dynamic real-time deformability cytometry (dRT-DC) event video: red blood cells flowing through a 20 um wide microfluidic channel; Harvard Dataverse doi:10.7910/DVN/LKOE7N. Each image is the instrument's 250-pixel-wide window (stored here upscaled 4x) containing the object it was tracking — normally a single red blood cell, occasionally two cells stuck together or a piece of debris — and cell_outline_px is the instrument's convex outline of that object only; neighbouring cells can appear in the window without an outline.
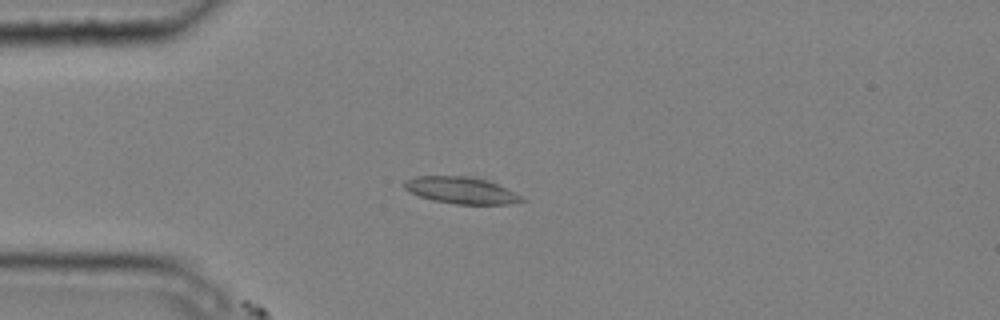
{"species": "common noctule bat (a hibernating species)", "species_latin": "Nyctalus noctula", "temperature_condition": "cold", "stored_images_in_passage": 6, "camera_frame_rate_fps": 3000, "um_per_image_px": 0.085, "animal": {"sex": "male", "body_mass_g": 20.4}, "frame": {"image": 1, "passage_image": 4, "time_ms": 1.0, "image_size_px": [1000, 320], "cell_outline_px": [[528, 200], [508, 204], [456, 204], [432, 200], [408, 192], [404, 188], [404, 180], [416, 176], [472, 176], [488, 180]], "centroid_in_image_um": [39.15, 16.17], "position_along_channel_um": 45.9, "area_um2": 18.21}}